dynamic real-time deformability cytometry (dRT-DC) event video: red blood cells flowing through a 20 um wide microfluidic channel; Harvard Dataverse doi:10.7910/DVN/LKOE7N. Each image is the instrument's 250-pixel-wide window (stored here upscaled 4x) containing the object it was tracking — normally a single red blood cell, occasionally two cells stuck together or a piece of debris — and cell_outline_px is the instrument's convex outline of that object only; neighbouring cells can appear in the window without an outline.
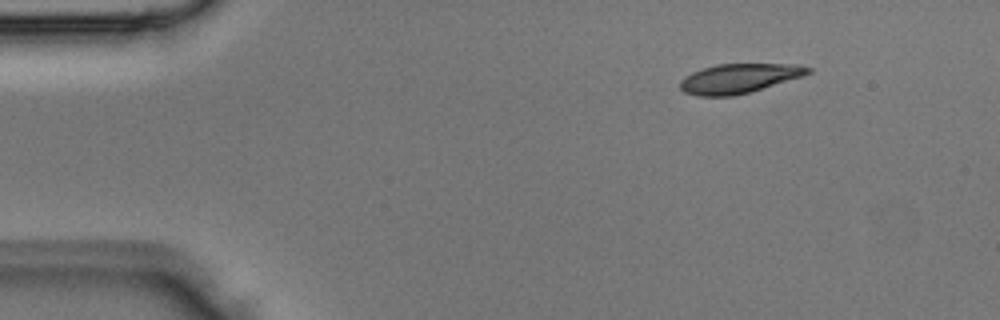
{"species": "Egyptian fruit bat (a non-hibernating species)", "species_latin": "Rousettus aegyptiacus", "temperature_condition": "room temperature", "stored_images_in_passage": 3, "camera_frame_rate_fps": 3000, "um_per_image_px": 0.085, "animal": {"sex": "male"}, "frame": {"image": 1, "passage_image": 1, "time_ms": 0.0, "image_size_px": [1000, 320], "cell_outline_px": [[812, 72], [804, 76], [748, 92], [732, 96], [696, 96], [684, 92], [680, 88], [680, 80], [684, 76], [692, 72], [716, 64], [800, 64], [812, 68]], "centroid_in_image_um": [62.82, 6.66], "position_along_channel_um": 22.2, "area_um2": 21.96}}
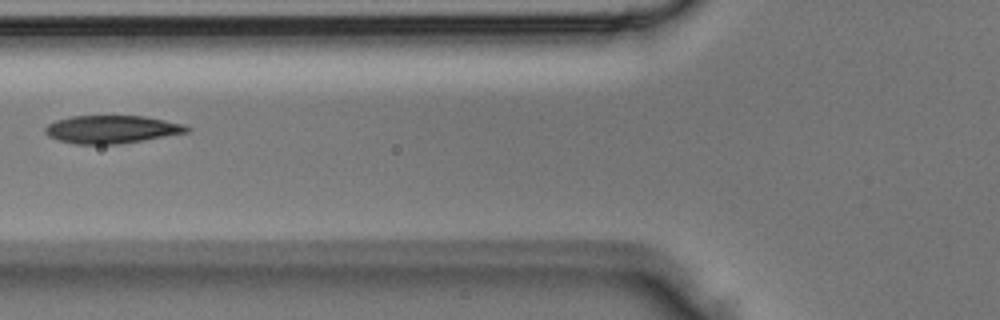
{"frame": {"image": 2, "passage_image": 3, "time_ms": 0.667, "image_size_px": [1000, 320], "cell_outline_px": [[192, 128], [188, 132], [144, 140], [116, 144], [76, 144], [60, 140], [48, 136], [44, 132], [44, 128], [48, 124], [56, 120], [72, 116], [144, 116], [164, 120], [180, 124]], "centroid_in_image_um": [9.46, 10.99], "position_along_channel_um": 116.3, "area_um2": 22.83}}